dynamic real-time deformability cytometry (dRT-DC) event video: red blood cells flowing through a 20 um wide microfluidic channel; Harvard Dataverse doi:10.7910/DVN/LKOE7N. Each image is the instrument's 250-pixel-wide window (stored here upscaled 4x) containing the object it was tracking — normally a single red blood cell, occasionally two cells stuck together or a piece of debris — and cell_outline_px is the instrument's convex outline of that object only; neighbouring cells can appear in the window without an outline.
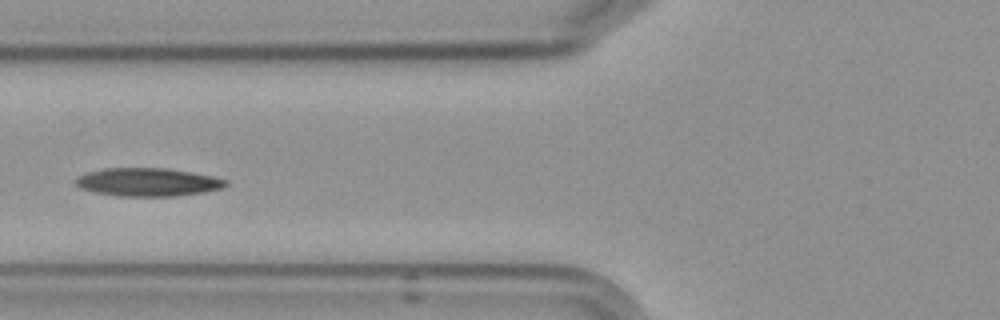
{"species": "Egyptian fruit bat (a non-hibernating species)", "species_latin": "Rousettus aegyptiacus", "temperature_condition": "cold", "stored_images_in_passage": 7, "camera_frame_rate_fps": 3000, "um_per_image_px": 0.085, "frame": {"image": 1, "passage_image": 6, "time_ms": 6.0, "image_size_px": [1000, 320], "cell_outline_px": [[228, 184], [224, 188], [204, 192], [176, 196], [116, 196], [92, 192], [80, 188], [72, 180], [76, 176], [88, 172], [104, 168], [164, 168], [192, 172], [212, 176], [228, 180]], "centroid_in_image_um": [12.53, 15.48], "position_along_channel_um": 113.3, "area_um2": 24.97}}
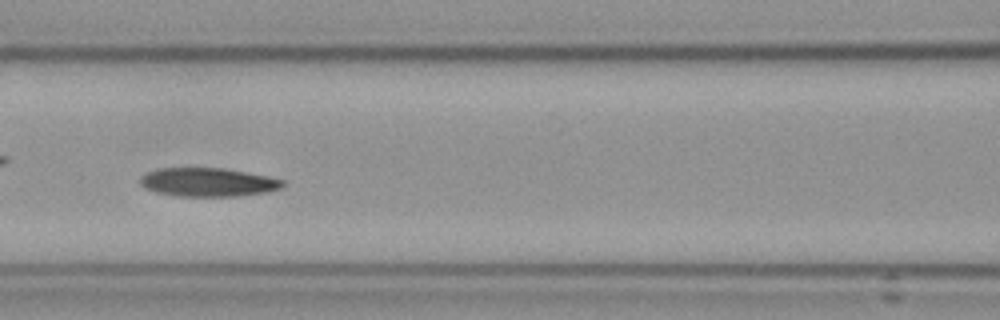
{"frame": {"image": 2, "passage_image": 7, "time_ms": 7.0, "image_size_px": [1000, 320], "cell_outline_px": [[284, 188], [268, 192], [240, 196], [176, 196], [156, 192], [144, 188], [140, 184], [140, 176], [148, 172], [160, 168], [224, 168], [268, 176], [284, 180]], "centroid_in_image_um": [17.7, 15.49], "position_along_channel_um": 148.9, "area_um2": 23.99}}